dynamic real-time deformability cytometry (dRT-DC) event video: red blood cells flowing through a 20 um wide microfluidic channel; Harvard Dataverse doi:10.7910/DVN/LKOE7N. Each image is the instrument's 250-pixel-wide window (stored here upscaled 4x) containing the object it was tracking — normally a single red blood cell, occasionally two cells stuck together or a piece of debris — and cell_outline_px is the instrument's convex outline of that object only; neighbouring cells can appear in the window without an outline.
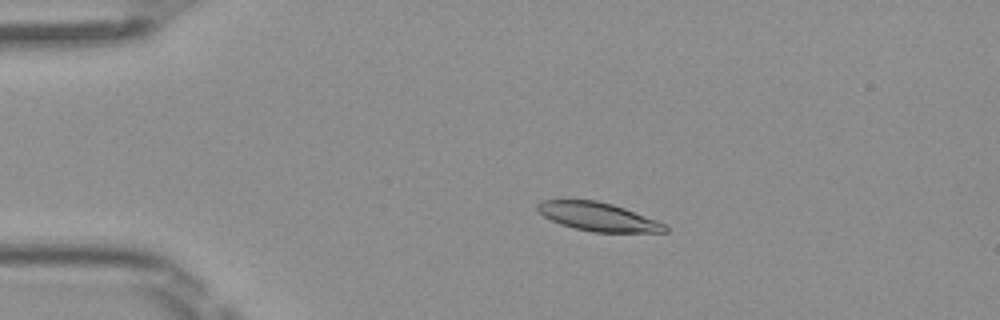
{"species": "Egyptian fruit bat (a non-hibernating species)", "species_latin": "Rousettus aegyptiacus", "temperature_condition": "room temperature", "stored_images_in_passage": 51, "camera_frame_rate_fps": 3000, "um_per_image_px": 0.085, "frame": {"image": 1, "passage_image": 11, "time_ms": 3.333, "image_size_px": [1000, 320], "cell_outline_px": [[668, 232], [592, 232], [560, 224], [544, 216], [536, 208], [536, 204], [540, 200], [596, 200], [612, 204], [624, 208], [668, 224]], "centroid_in_image_um": [50.86, 18.42], "position_along_channel_um": 34.1, "area_um2": 21.15}}
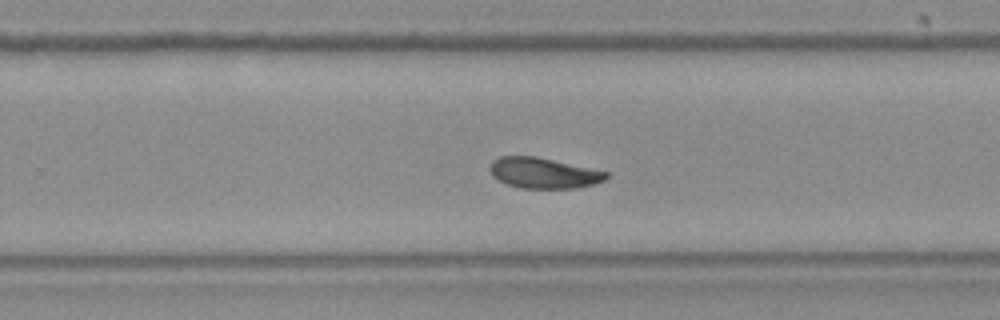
{"frame": {"image": 2, "passage_image": 33, "time_ms": 10.667, "image_size_px": [1000, 320], "cell_outline_px": [[608, 176], [604, 180], [592, 184], [576, 188], [520, 188], [508, 184], [492, 176], [488, 168], [492, 160], [500, 156], [536, 156], [608, 172]], "centroid_in_image_um": [46.15, 14.7], "position_along_channel_um": 283.6, "area_um2": 20.63}}
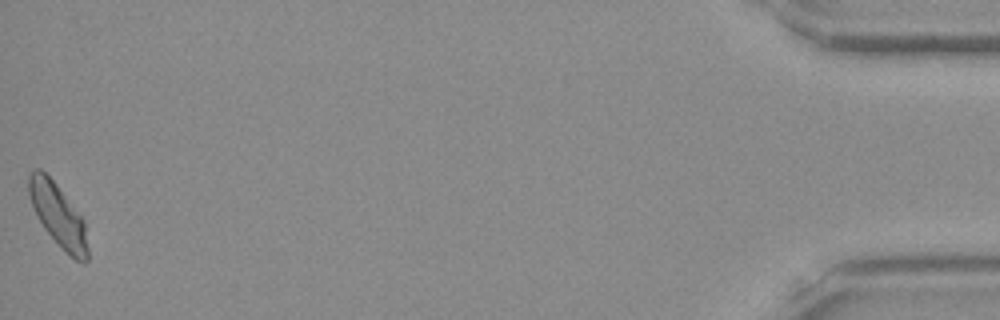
{"frame": {"image": 3, "passage_image": 51, "time_ms": 16.667, "image_size_px": [1000, 320], "cell_outline_px": [[88, 260], [84, 264], [76, 260], [64, 252], [44, 228], [28, 196], [28, 176], [36, 168], [40, 168], [56, 184], [84, 220], [88, 248]], "centroid_in_image_um": [4.95, 18.33], "position_along_channel_um": 430.2, "area_um2": 21.33}, "authors_computed_cell_mechanics": {"area_um2": 21.3282, "velocity_mm_per_s": 4.0291, "shape_relaxation_time_tau1_ms": null, "shape_relaxation_time_tau2_ms": 6.3253, "deformation_change_tau1": null, "deformation_change_tau2": 0.0972}}